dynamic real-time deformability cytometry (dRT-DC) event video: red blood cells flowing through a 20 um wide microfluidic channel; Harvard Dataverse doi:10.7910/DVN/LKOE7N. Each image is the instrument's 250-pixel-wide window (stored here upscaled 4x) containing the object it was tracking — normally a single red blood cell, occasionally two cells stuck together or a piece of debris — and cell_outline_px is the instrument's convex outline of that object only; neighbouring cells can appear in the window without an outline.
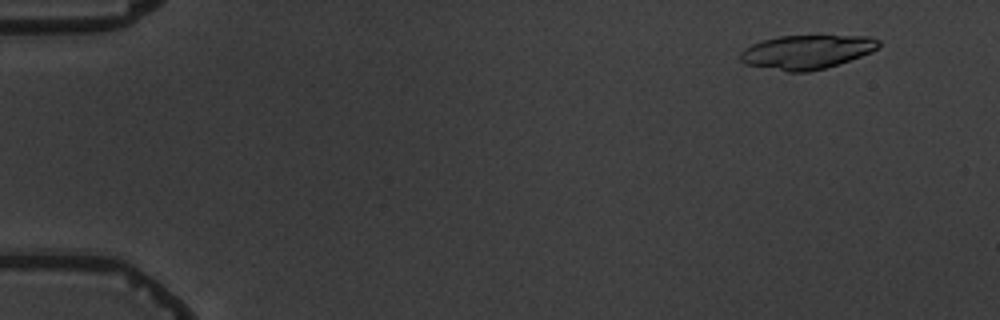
{"species": "common noctule bat (a hibernating species)", "species_latin": "Nyctalus noctula", "temperature_condition": "warm", "stored_images_in_passage": 5, "camera_frame_rate_fps": 3000, "um_per_image_px": 0.085, "animal": {"sex": "male", "body_mass_g": 19.5, "forearm_length_mm": 54.6}, "frame": {"image": 1, "passage_image": 2, "time_ms": 1.333, "image_size_px": [1000, 320], "cell_outline_px": [[880, 44], [872, 52], [824, 68], [808, 72], [788, 72], [744, 64], [740, 60], [740, 52], [744, 48], [752, 44], [764, 40], [780, 36], [868, 36], [880, 40]], "centroid_in_image_um": [68.54, 4.42], "position_along_channel_um": 16.5, "area_um2": 27.17}}